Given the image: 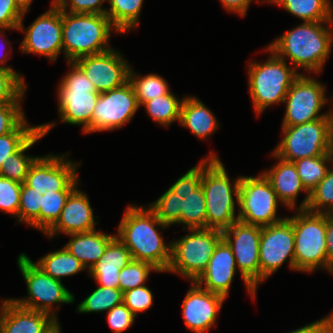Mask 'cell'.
I'll return each instance as SVG.
<instances>
[{
    "label": "cell",
    "mask_w": 333,
    "mask_h": 333,
    "mask_svg": "<svg viewBox=\"0 0 333 333\" xmlns=\"http://www.w3.org/2000/svg\"><path fill=\"white\" fill-rule=\"evenodd\" d=\"M155 226L161 222L150 208L129 206L118 228L117 238L131 253L133 260L152 264L159 272L168 270L171 260V244L166 245Z\"/></svg>",
    "instance_id": "1"
},
{
    "label": "cell",
    "mask_w": 333,
    "mask_h": 333,
    "mask_svg": "<svg viewBox=\"0 0 333 333\" xmlns=\"http://www.w3.org/2000/svg\"><path fill=\"white\" fill-rule=\"evenodd\" d=\"M201 177L202 161L188 170L149 208L165 225L182 223L189 229L206 228V198Z\"/></svg>",
    "instance_id": "2"
},
{
    "label": "cell",
    "mask_w": 333,
    "mask_h": 333,
    "mask_svg": "<svg viewBox=\"0 0 333 333\" xmlns=\"http://www.w3.org/2000/svg\"><path fill=\"white\" fill-rule=\"evenodd\" d=\"M322 23L333 26V22H304L276 39L268 48L281 59L288 56L294 69L302 67L319 73L331 53L333 41V33Z\"/></svg>",
    "instance_id": "3"
},
{
    "label": "cell",
    "mask_w": 333,
    "mask_h": 333,
    "mask_svg": "<svg viewBox=\"0 0 333 333\" xmlns=\"http://www.w3.org/2000/svg\"><path fill=\"white\" fill-rule=\"evenodd\" d=\"M240 179L230 183L224 165L214 154L202 160L201 186L206 198V228L223 231L239 220L235 216L233 194L238 204Z\"/></svg>",
    "instance_id": "4"
},
{
    "label": "cell",
    "mask_w": 333,
    "mask_h": 333,
    "mask_svg": "<svg viewBox=\"0 0 333 333\" xmlns=\"http://www.w3.org/2000/svg\"><path fill=\"white\" fill-rule=\"evenodd\" d=\"M114 28L106 15L62 11V44L66 59H76L110 50L108 40Z\"/></svg>",
    "instance_id": "5"
},
{
    "label": "cell",
    "mask_w": 333,
    "mask_h": 333,
    "mask_svg": "<svg viewBox=\"0 0 333 333\" xmlns=\"http://www.w3.org/2000/svg\"><path fill=\"white\" fill-rule=\"evenodd\" d=\"M266 50L271 51L267 62L249 63L248 68L250 95L257 114L272 104L283 103L290 86L300 75L296 69L288 68L286 60L268 47Z\"/></svg>",
    "instance_id": "6"
},
{
    "label": "cell",
    "mask_w": 333,
    "mask_h": 333,
    "mask_svg": "<svg viewBox=\"0 0 333 333\" xmlns=\"http://www.w3.org/2000/svg\"><path fill=\"white\" fill-rule=\"evenodd\" d=\"M297 210V215L288 217L294 230L295 270L327 269L326 214Z\"/></svg>",
    "instance_id": "7"
},
{
    "label": "cell",
    "mask_w": 333,
    "mask_h": 333,
    "mask_svg": "<svg viewBox=\"0 0 333 333\" xmlns=\"http://www.w3.org/2000/svg\"><path fill=\"white\" fill-rule=\"evenodd\" d=\"M283 139L273 156L294 162L330 153L333 142L332 116L296 126H282Z\"/></svg>",
    "instance_id": "8"
},
{
    "label": "cell",
    "mask_w": 333,
    "mask_h": 333,
    "mask_svg": "<svg viewBox=\"0 0 333 333\" xmlns=\"http://www.w3.org/2000/svg\"><path fill=\"white\" fill-rule=\"evenodd\" d=\"M69 64L73 70L58 87L60 118L69 124L83 125L84 133H92V115L100 93L75 62Z\"/></svg>",
    "instance_id": "9"
},
{
    "label": "cell",
    "mask_w": 333,
    "mask_h": 333,
    "mask_svg": "<svg viewBox=\"0 0 333 333\" xmlns=\"http://www.w3.org/2000/svg\"><path fill=\"white\" fill-rule=\"evenodd\" d=\"M191 234L171 243V260L167 272L179 273L196 281L204 272L222 240V231L210 228L190 229Z\"/></svg>",
    "instance_id": "10"
},
{
    "label": "cell",
    "mask_w": 333,
    "mask_h": 333,
    "mask_svg": "<svg viewBox=\"0 0 333 333\" xmlns=\"http://www.w3.org/2000/svg\"><path fill=\"white\" fill-rule=\"evenodd\" d=\"M17 262L27 285L28 297L12 300L21 307L52 315L57 320L55 315L57 313L51 311L52 305L73 303V294L63 286L61 281L47 275L24 253L19 255Z\"/></svg>",
    "instance_id": "11"
},
{
    "label": "cell",
    "mask_w": 333,
    "mask_h": 333,
    "mask_svg": "<svg viewBox=\"0 0 333 333\" xmlns=\"http://www.w3.org/2000/svg\"><path fill=\"white\" fill-rule=\"evenodd\" d=\"M78 182L76 176L62 191H36L23 182L18 209L19 222H25L46 233L59 219Z\"/></svg>",
    "instance_id": "12"
},
{
    "label": "cell",
    "mask_w": 333,
    "mask_h": 333,
    "mask_svg": "<svg viewBox=\"0 0 333 333\" xmlns=\"http://www.w3.org/2000/svg\"><path fill=\"white\" fill-rule=\"evenodd\" d=\"M278 198L269 181L261 173L260 176H241L238 205L239 221L256 226H268L278 223Z\"/></svg>",
    "instance_id": "13"
},
{
    "label": "cell",
    "mask_w": 333,
    "mask_h": 333,
    "mask_svg": "<svg viewBox=\"0 0 333 333\" xmlns=\"http://www.w3.org/2000/svg\"><path fill=\"white\" fill-rule=\"evenodd\" d=\"M260 237V226L245 224L239 220L222 231V239L231 248L236 266L253 299L257 285L260 283Z\"/></svg>",
    "instance_id": "14"
},
{
    "label": "cell",
    "mask_w": 333,
    "mask_h": 333,
    "mask_svg": "<svg viewBox=\"0 0 333 333\" xmlns=\"http://www.w3.org/2000/svg\"><path fill=\"white\" fill-rule=\"evenodd\" d=\"M324 92L325 88L320 82L300 74L283 100L287 105L282 126H296L332 116V112L319 115L322 106L327 102Z\"/></svg>",
    "instance_id": "15"
},
{
    "label": "cell",
    "mask_w": 333,
    "mask_h": 333,
    "mask_svg": "<svg viewBox=\"0 0 333 333\" xmlns=\"http://www.w3.org/2000/svg\"><path fill=\"white\" fill-rule=\"evenodd\" d=\"M286 260L289 261L290 268L295 270L294 230L288 217L278 223L261 227L260 283L276 272Z\"/></svg>",
    "instance_id": "16"
},
{
    "label": "cell",
    "mask_w": 333,
    "mask_h": 333,
    "mask_svg": "<svg viewBox=\"0 0 333 333\" xmlns=\"http://www.w3.org/2000/svg\"><path fill=\"white\" fill-rule=\"evenodd\" d=\"M132 85L100 93L92 115V132L114 130L130 122L139 109Z\"/></svg>",
    "instance_id": "17"
},
{
    "label": "cell",
    "mask_w": 333,
    "mask_h": 333,
    "mask_svg": "<svg viewBox=\"0 0 333 333\" xmlns=\"http://www.w3.org/2000/svg\"><path fill=\"white\" fill-rule=\"evenodd\" d=\"M23 28L21 20L18 30L25 32L21 43L22 52L47 56L51 61H56L63 49L62 11L52 2L51 8L39 16L28 29Z\"/></svg>",
    "instance_id": "18"
},
{
    "label": "cell",
    "mask_w": 333,
    "mask_h": 333,
    "mask_svg": "<svg viewBox=\"0 0 333 333\" xmlns=\"http://www.w3.org/2000/svg\"><path fill=\"white\" fill-rule=\"evenodd\" d=\"M102 93L119 88L128 82L129 64L113 49L99 54L87 55L74 61Z\"/></svg>",
    "instance_id": "19"
},
{
    "label": "cell",
    "mask_w": 333,
    "mask_h": 333,
    "mask_svg": "<svg viewBox=\"0 0 333 333\" xmlns=\"http://www.w3.org/2000/svg\"><path fill=\"white\" fill-rule=\"evenodd\" d=\"M77 164L52 154L38 157L30 166L25 183L36 191H62L76 176Z\"/></svg>",
    "instance_id": "20"
},
{
    "label": "cell",
    "mask_w": 333,
    "mask_h": 333,
    "mask_svg": "<svg viewBox=\"0 0 333 333\" xmlns=\"http://www.w3.org/2000/svg\"><path fill=\"white\" fill-rule=\"evenodd\" d=\"M0 310V333H57L61 330L52 315L21 307L12 299L3 300Z\"/></svg>",
    "instance_id": "21"
},
{
    "label": "cell",
    "mask_w": 333,
    "mask_h": 333,
    "mask_svg": "<svg viewBox=\"0 0 333 333\" xmlns=\"http://www.w3.org/2000/svg\"><path fill=\"white\" fill-rule=\"evenodd\" d=\"M188 291L182 306L187 328L195 333H204L215 325L225 297L205 290L195 281Z\"/></svg>",
    "instance_id": "22"
},
{
    "label": "cell",
    "mask_w": 333,
    "mask_h": 333,
    "mask_svg": "<svg viewBox=\"0 0 333 333\" xmlns=\"http://www.w3.org/2000/svg\"><path fill=\"white\" fill-rule=\"evenodd\" d=\"M236 268L233 252L222 239L215 247L206 269L195 282L199 286L204 284L205 290L226 298L236 273Z\"/></svg>",
    "instance_id": "23"
},
{
    "label": "cell",
    "mask_w": 333,
    "mask_h": 333,
    "mask_svg": "<svg viewBox=\"0 0 333 333\" xmlns=\"http://www.w3.org/2000/svg\"><path fill=\"white\" fill-rule=\"evenodd\" d=\"M93 209L86 193L75 189L68 197L57 222L45 233L52 238L57 232L67 235L95 230Z\"/></svg>",
    "instance_id": "24"
},
{
    "label": "cell",
    "mask_w": 333,
    "mask_h": 333,
    "mask_svg": "<svg viewBox=\"0 0 333 333\" xmlns=\"http://www.w3.org/2000/svg\"><path fill=\"white\" fill-rule=\"evenodd\" d=\"M279 162L270 170L262 173L269 181L273 190L276 192L278 200L287 207L294 208L295 201L300 191L307 193L304 201H302L299 209H306L309 192L303 186L296 166L293 162L278 158Z\"/></svg>",
    "instance_id": "25"
},
{
    "label": "cell",
    "mask_w": 333,
    "mask_h": 333,
    "mask_svg": "<svg viewBox=\"0 0 333 333\" xmlns=\"http://www.w3.org/2000/svg\"><path fill=\"white\" fill-rule=\"evenodd\" d=\"M132 256L125 245L115 236L97 263L89 270L99 286L119 288L120 270L132 261Z\"/></svg>",
    "instance_id": "26"
},
{
    "label": "cell",
    "mask_w": 333,
    "mask_h": 333,
    "mask_svg": "<svg viewBox=\"0 0 333 333\" xmlns=\"http://www.w3.org/2000/svg\"><path fill=\"white\" fill-rule=\"evenodd\" d=\"M71 240L65 248L75 256L88 270L102 258L108 243L116 235H108L98 231L70 234Z\"/></svg>",
    "instance_id": "27"
},
{
    "label": "cell",
    "mask_w": 333,
    "mask_h": 333,
    "mask_svg": "<svg viewBox=\"0 0 333 333\" xmlns=\"http://www.w3.org/2000/svg\"><path fill=\"white\" fill-rule=\"evenodd\" d=\"M180 124L188 127L199 138H206L218 127L212 112L196 97L183 98L180 113Z\"/></svg>",
    "instance_id": "28"
},
{
    "label": "cell",
    "mask_w": 333,
    "mask_h": 333,
    "mask_svg": "<svg viewBox=\"0 0 333 333\" xmlns=\"http://www.w3.org/2000/svg\"><path fill=\"white\" fill-rule=\"evenodd\" d=\"M54 123L39 125V129L13 154L8 157L0 169V176L10 180L25 182L30 166L38 157H29L24 154L38 139L45 136Z\"/></svg>",
    "instance_id": "29"
},
{
    "label": "cell",
    "mask_w": 333,
    "mask_h": 333,
    "mask_svg": "<svg viewBox=\"0 0 333 333\" xmlns=\"http://www.w3.org/2000/svg\"><path fill=\"white\" fill-rule=\"evenodd\" d=\"M283 7L304 22H333L329 0H268Z\"/></svg>",
    "instance_id": "30"
},
{
    "label": "cell",
    "mask_w": 333,
    "mask_h": 333,
    "mask_svg": "<svg viewBox=\"0 0 333 333\" xmlns=\"http://www.w3.org/2000/svg\"><path fill=\"white\" fill-rule=\"evenodd\" d=\"M47 275L61 281V277L79 273L85 267L65 247L61 250L46 254L35 263Z\"/></svg>",
    "instance_id": "31"
},
{
    "label": "cell",
    "mask_w": 333,
    "mask_h": 333,
    "mask_svg": "<svg viewBox=\"0 0 333 333\" xmlns=\"http://www.w3.org/2000/svg\"><path fill=\"white\" fill-rule=\"evenodd\" d=\"M110 9L106 16L110 19L116 32H127L136 27L143 0H108Z\"/></svg>",
    "instance_id": "32"
},
{
    "label": "cell",
    "mask_w": 333,
    "mask_h": 333,
    "mask_svg": "<svg viewBox=\"0 0 333 333\" xmlns=\"http://www.w3.org/2000/svg\"><path fill=\"white\" fill-rule=\"evenodd\" d=\"M132 68L129 70L128 81L132 85L137 98L138 105L141 107L145 102L156 97L166 95L169 91V85L164 78L157 74H149L138 77ZM137 75V76H136Z\"/></svg>",
    "instance_id": "33"
},
{
    "label": "cell",
    "mask_w": 333,
    "mask_h": 333,
    "mask_svg": "<svg viewBox=\"0 0 333 333\" xmlns=\"http://www.w3.org/2000/svg\"><path fill=\"white\" fill-rule=\"evenodd\" d=\"M183 99L179 100L172 93L156 97L145 102L147 113L160 125L169 126L170 123L180 121L181 105Z\"/></svg>",
    "instance_id": "34"
},
{
    "label": "cell",
    "mask_w": 333,
    "mask_h": 333,
    "mask_svg": "<svg viewBox=\"0 0 333 333\" xmlns=\"http://www.w3.org/2000/svg\"><path fill=\"white\" fill-rule=\"evenodd\" d=\"M331 163L332 157L326 155L301 158L294 161L297 172L305 189L310 192L326 175L329 170L326 163Z\"/></svg>",
    "instance_id": "35"
},
{
    "label": "cell",
    "mask_w": 333,
    "mask_h": 333,
    "mask_svg": "<svg viewBox=\"0 0 333 333\" xmlns=\"http://www.w3.org/2000/svg\"><path fill=\"white\" fill-rule=\"evenodd\" d=\"M121 303H123V292L119 288L99 286L78 305L77 310L79 313L108 312Z\"/></svg>",
    "instance_id": "36"
},
{
    "label": "cell",
    "mask_w": 333,
    "mask_h": 333,
    "mask_svg": "<svg viewBox=\"0 0 333 333\" xmlns=\"http://www.w3.org/2000/svg\"><path fill=\"white\" fill-rule=\"evenodd\" d=\"M327 206V207H326ZM325 207L323 210H321ZM306 210L333 215V169L309 192ZM325 210V211H324Z\"/></svg>",
    "instance_id": "37"
},
{
    "label": "cell",
    "mask_w": 333,
    "mask_h": 333,
    "mask_svg": "<svg viewBox=\"0 0 333 333\" xmlns=\"http://www.w3.org/2000/svg\"><path fill=\"white\" fill-rule=\"evenodd\" d=\"M151 271H158L152 264L132 260L119 273V289L124 293L133 288L144 285Z\"/></svg>",
    "instance_id": "38"
},
{
    "label": "cell",
    "mask_w": 333,
    "mask_h": 333,
    "mask_svg": "<svg viewBox=\"0 0 333 333\" xmlns=\"http://www.w3.org/2000/svg\"><path fill=\"white\" fill-rule=\"evenodd\" d=\"M39 126L29 127L26 118L10 133L0 136V169L2 163L15 153L37 130Z\"/></svg>",
    "instance_id": "39"
},
{
    "label": "cell",
    "mask_w": 333,
    "mask_h": 333,
    "mask_svg": "<svg viewBox=\"0 0 333 333\" xmlns=\"http://www.w3.org/2000/svg\"><path fill=\"white\" fill-rule=\"evenodd\" d=\"M25 87L23 77L14 70L0 67V104L20 103Z\"/></svg>",
    "instance_id": "40"
},
{
    "label": "cell",
    "mask_w": 333,
    "mask_h": 333,
    "mask_svg": "<svg viewBox=\"0 0 333 333\" xmlns=\"http://www.w3.org/2000/svg\"><path fill=\"white\" fill-rule=\"evenodd\" d=\"M22 184L0 176V210L18 217Z\"/></svg>",
    "instance_id": "41"
},
{
    "label": "cell",
    "mask_w": 333,
    "mask_h": 333,
    "mask_svg": "<svg viewBox=\"0 0 333 333\" xmlns=\"http://www.w3.org/2000/svg\"><path fill=\"white\" fill-rule=\"evenodd\" d=\"M123 303L136 316L137 312H144L152 306L153 295L149 288L142 285L124 292Z\"/></svg>",
    "instance_id": "42"
},
{
    "label": "cell",
    "mask_w": 333,
    "mask_h": 333,
    "mask_svg": "<svg viewBox=\"0 0 333 333\" xmlns=\"http://www.w3.org/2000/svg\"><path fill=\"white\" fill-rule=\"evenodd\" d=\"M24 119L20 103L0 104V136L12 132Z\"/></svg>",
    "instance_id": "43"
},
{
    "label": "cell",
    "mask_w": 333,
    "mask_h": 333,
    "mask_svg": "<svg viewBox=\"0 0 333 333\" xmlns=\"http://www.w3.org/2000/svg\"><path fill=\"white\" fill-rule=\"evenodd\" d=\"M104 1L107 0H52L61 11H68L70 4L69 13L106 15L107 9L101 7Z\"/></svg>",
    "instance_id": "44"
},
{
    "label": "cell",
    "mask_w": 333,
    "mask_h": 333,
    "mask_svg": "<svg viewBox=\"0 0 333 333\" xmlns=\"http://www.w3.org/2000/svg\"><path fill=\"white\" fill-rule=\"evenodd\" d=\"M25 12L15 0H0V32L2 29H17ZM1 34V33H0Z\"/></svg>",
    "instance_id": "45"
},
{
    "label": "cell",
    "mask_w": 333,
    "mask_h": 333,
    "mask_svg": "<svg viewBox=\"0 0 333 333\" xmlns=\"http://www.w3.org/2000/svg\"><path fill=\"white\" fill-rule=\"evenodd\" d=\"M135 315L124 304L121 303L107 313V321L114 333H122L134 323Z\"/></svg>",
    "instance_id": "46"
},
{
    "label": "cell",
    "mask_w": 333,
    "mask_h": 333,
    "mask_svg": "<svg viewBox=\"0 0 333 333\" xmlns=\"http://www.w3.org/2000/svg\"><path fill=\"white\" fill-rule=\"evenodd\" d=\"M327 270L333 274V215L326 214Z\"/></svg>",
    "instance_id": "47"
},
{
    "label": "cell",
    "mask_w": 333,
    "mask_h": 333,
    "mask_svg": "<svg viewBox=\"0 0 333 333\" xmlns=\"http://www.w3.org/2000/svg\"><path fill=\"white\" fill-rule=\"evenodd\" d=\"M290 333H329L326 317L319 321L308 324L302 328L294 330Z\"/></svg>",
    "instance_id": "48"
},
{
    "label": "cell",
    "mask_w": 333,
    "mask_h": 333,
    "mask_svg": "<svg viewBox=\"0 0 333 333\" xmlns=\"http://www.w3.org/2000/svg\"><path fill=\"white\" fill-rule=\"evenodd\" d=\"M230 12H237L244 16L252 0H220Z\"/></svg>",
    "instance_id": "49"
},
{
    "label": "cell",
    "mask_w": 333,
    "mask_h": 333,
    "mask_svg": "<svg viewBox=\"0 0 333 333\" xmlns=\"http://www.w3.org/2000/svg\"><path fill=\"white\" fill-rule=\"evenodd\" d=\"M33 0H15L17 5L26 13Z\"/></svg>",
    "instance_id": "50"
},
{
    "label": "cell",
    "mask_w": 333,
    "mask_h": 333,
    "mask_svg": "<svg viewBox=\"0 0 333 333\" xmlns=\"http://www.w3.org/2000/svg\"><path fill=\"white\" fill-rule=\"evenodd\" d=\"M326 321L329 328V333H333V313L326 317Z\"/></svg>",
    "instance_id": "51"
},
{
    "label": "cell",
    "mask_w": 333,
    "mask_h": 333,
    "mask_svg": "<svg viewBox=\"0 0 333 333\" xmlns=\"http://www.w3.org/2000/svg\"><path fill=\"white\" fill-rule=\"evenodd\" d=\"M1 57H2V59H1ZM3 57H4V58H3ZM5 59H6L5 56H2V55H1V56H0V64H3V65H4V63H6V60H5ZM3 65H2V66L0 65V67H2V68H4V69L13 70L11 67H8V66L5 67V66H3Z\"/></svg>",
    "instance_id": "52"
},
{
    "label": "cell",
    "mask_w": 333,
    "mask_h": 333,
    "mask_svg": "<svg viewBox=\"0 0 333 333\" xmlns=\"http://www.w3.org/2000/svg\"><path fill=\"white\" fill-rule=\"evenodd\" d=\"M330 154H331V157H332V161H333V142H332V145H331V150H330Z\"/></svg>",
    "instance_id": "53"
}]
</instances>
